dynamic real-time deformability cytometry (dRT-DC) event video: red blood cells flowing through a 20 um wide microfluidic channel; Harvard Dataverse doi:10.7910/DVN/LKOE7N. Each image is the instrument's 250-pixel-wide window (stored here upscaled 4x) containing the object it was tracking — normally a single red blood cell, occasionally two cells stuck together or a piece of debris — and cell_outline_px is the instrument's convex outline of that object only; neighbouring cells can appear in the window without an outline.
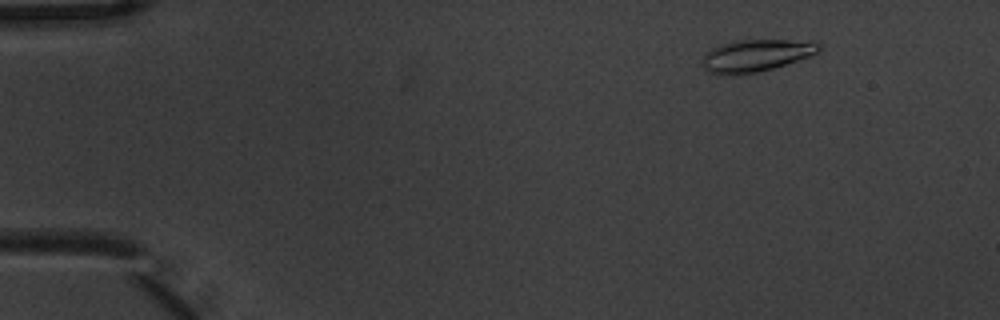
{"species": "common noctule bat (a hibernating species)", "species_latin": "Nyctalus noctula", "temperature_condition": "warm", "stored_images_in_passage": 4, "camera_frame_rate_fps": 3000, "um_per_image_px": 0.085, "animal": {"sex": "male", "body_mass_g": 20.1, "forearm_length_mm": 53.5}, "frame": {"image": 1, "passage_image": 2, "time_ms": 0.333, "image_size_px": [1000, 320], "cell_outline_px": [[820, 52], [812, 56], [772, 68], [756, 72], [708, 72], [704, 68], [704, 52], [720, 44], [736, 40], [812, 40], [820, 44]], "centroid_in_image_um": [64.36, 4.66], "position_along_channel_um": 20.6, "area_um2": 21.33}}